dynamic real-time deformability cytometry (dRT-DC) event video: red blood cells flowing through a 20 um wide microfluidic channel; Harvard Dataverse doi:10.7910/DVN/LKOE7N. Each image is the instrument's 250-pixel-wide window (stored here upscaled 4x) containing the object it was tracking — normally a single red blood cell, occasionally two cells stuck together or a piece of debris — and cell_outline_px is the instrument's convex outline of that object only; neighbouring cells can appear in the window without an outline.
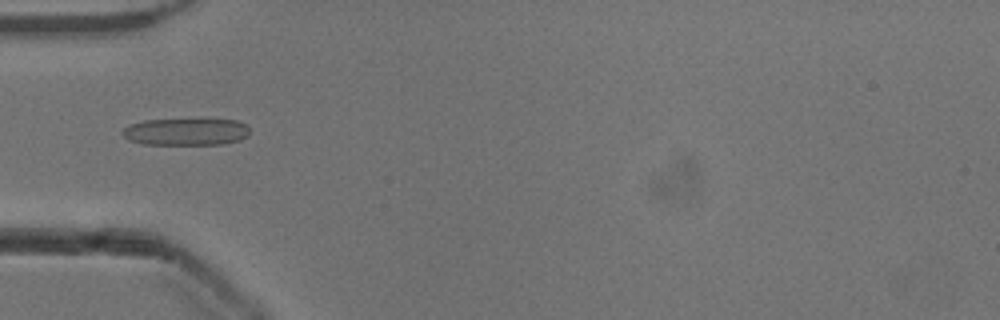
{"species": "common noctule bat (a hibernating species)", "species_latin": "Nyctalus noctula", "temperature_condition": "cold", "stored_images_in_passage": 52, "camera_frame_rate_fps": 3000, "um_per_image_px": 0.085, "animal": {"sex": "male", "body_mass_g": 13.3}, "frame": {"image": 1, "passage_image": 17, "time_ms": 5.333, "image_size_px": [1000, 320], "cell_outline_px": [[248, 136], [240, 140], [224, 144], [140, 144], [128, 140], [120, 132], [128, 124], [144, 120], [236, 120], [244, 124], [248, 128]], "centroid_in_image_um": [15.75, 11.21], "position_along_channel_um": 69.2, "area_um2": 20.0}}
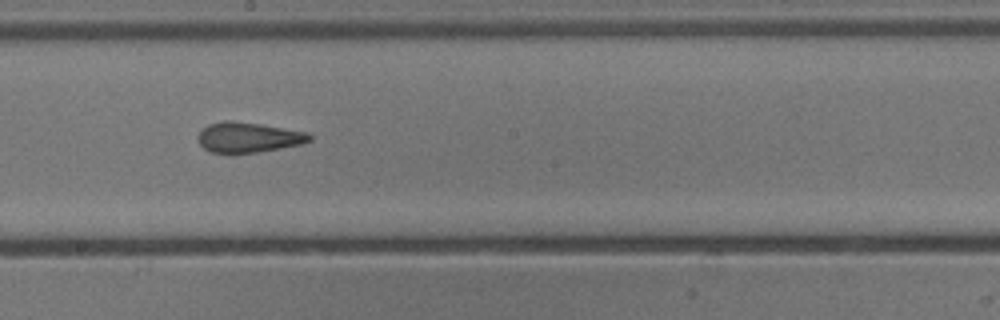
{"frame": {"image": 2, "passage_image": 29, "time_ms": 9.333, "image_size_px": [1000, 320], "cell_outline_px": [[312, 140], [300, 144], [256, 152], [212, 152], [204, 148], [200, 144], [196, 136], [208, 124], [224, 120], [228, 120], [260, 124], [308, 132], [312, 136]], "centroid_in_image_um": [21.1, 11.65], "position_along_channel_um": 227.1, "area_um2": 19.31}}
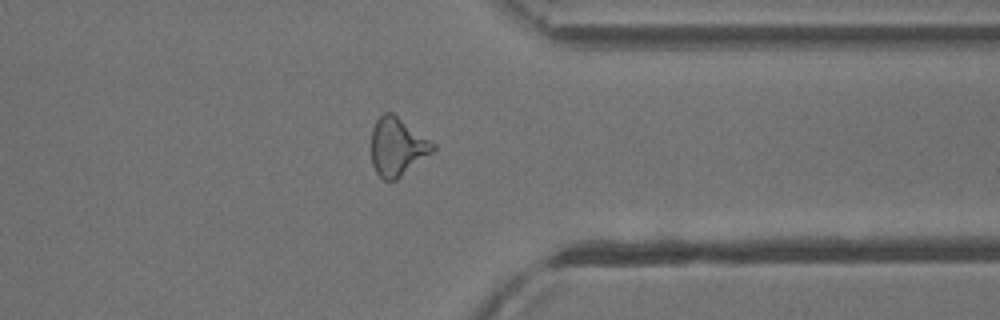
{"frame": {"image": 3, "passage_image": 41, "time_ms": 13.333, "image_size_px": [1000, 320], "cell_outline_px": [[436, 148], [432, 152], [396, 180], [384, 180], [376, 172], [372, 164], [372, 128], [376, 120], [384, 112], [392, 112], [436, 144]], "centroid_in_image_um": [33.77, 12.46], "position_along_channel_um": 377.6, "area_um2": 20.69}, "authors_computed_cell_mechanics": {"area_um2": 20.8369, "velocity_mm_per_s": 3.9201, "shape_relaxation_time_tau1_ms": null, "shape_relaxation_time_tau2_ms": 1.8186, "deformation_change_tau1": null, "deformation_change_tau2": 0.103}}